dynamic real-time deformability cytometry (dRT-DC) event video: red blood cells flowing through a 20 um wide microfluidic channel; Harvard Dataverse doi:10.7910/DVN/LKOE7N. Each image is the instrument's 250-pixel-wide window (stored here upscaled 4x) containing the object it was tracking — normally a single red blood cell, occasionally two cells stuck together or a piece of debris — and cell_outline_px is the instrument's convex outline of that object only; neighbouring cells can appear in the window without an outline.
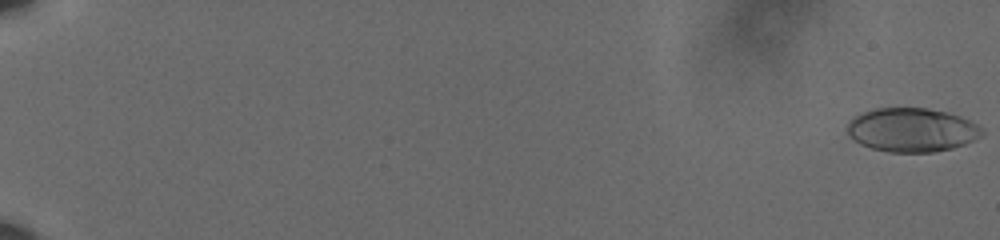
{"species": "human", "species_latin": "Homo sapiens", "temperature_condition": "cold", "stored_images_in_passage": 61, "camera_frame_rate_fps": 3000, "um_per_image_px": 0.085, "donor": {"sex": "male"}, "frame": {"image": 1, "passage_image": 1, "time_ms": 0.0, "image_size_px": [1000, 240], "cell_outline_px": [[984, 132], [980, 136], [964, 144], [952, 148], [932, 152], [888, 152], [872, 148], [860, 144], [848, 136], [848, 124], [852, 116], [876, 108], [928, 108], [948, 112], [960, 116], [976, 124]], "centroid_in_image_um": [77.47, 11.04], "position_along_channel_um": 7.5, "area_um2": 34.33}}
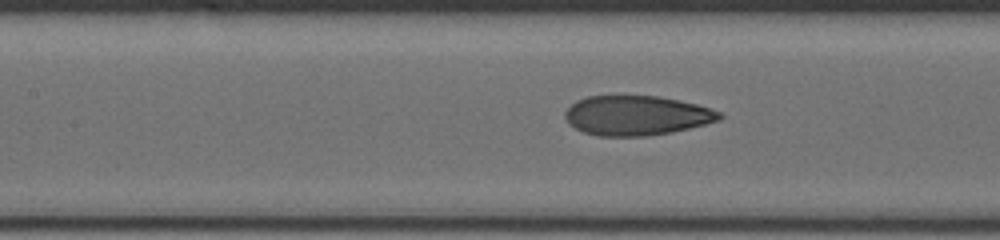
{"frame": {"image": 2, "passage_image": 32, "time_ms": 10.333, "image_size_px": [1000, 240], "cell_outline_px": [[724, 116], [720, 120], [672, 132], [648, 136], [600, 136], [584, 132], [568, 124], [564, 116], [564, 112], [576, 100], [588, 96], [660, 96], [696, 104], [720, 112]], "centroid_in_image_um": [54.09, 9.82], "position_along_channel_um": 153.3, "area_um2": 35.6}}
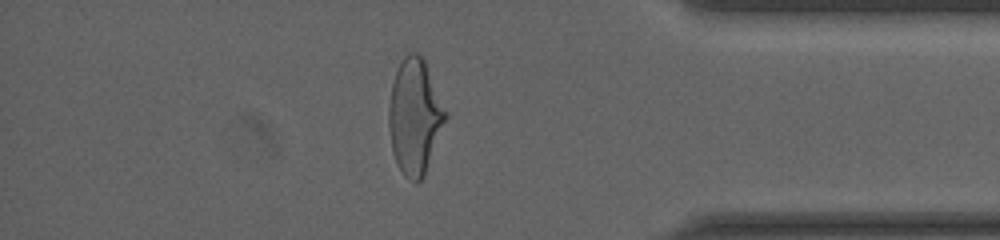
{"frame": {"image": 3, "passage_image": 54, "time_ms": 17.667, "image_size_px": [1000, 240], "cell_outline_px": [[448, 116], [424, 176], [416, 184], [404, 176], [392, 152], [388, 124], [388, 108], [392, 84], [396, 72], [404, 56], [408, 52], [416, 52], [424, 60], [448, 112]], "centroid_in_image_um": [35.26, 9.92], "position_along_channel_um": 399.9, "area_um2": 38.09}, "authors_computed_cell_mechanics": {"area_um2": 35.3158, "velocity_mm_per_s": 3.6219, "shape_relaxation_time_tau1_ms": 5.8905, "shape_relaxation_time_tau2_ms": 1.0338, "deformation_change_tau1": 0.1887, "deformation_change_tau2": 0.0799}}